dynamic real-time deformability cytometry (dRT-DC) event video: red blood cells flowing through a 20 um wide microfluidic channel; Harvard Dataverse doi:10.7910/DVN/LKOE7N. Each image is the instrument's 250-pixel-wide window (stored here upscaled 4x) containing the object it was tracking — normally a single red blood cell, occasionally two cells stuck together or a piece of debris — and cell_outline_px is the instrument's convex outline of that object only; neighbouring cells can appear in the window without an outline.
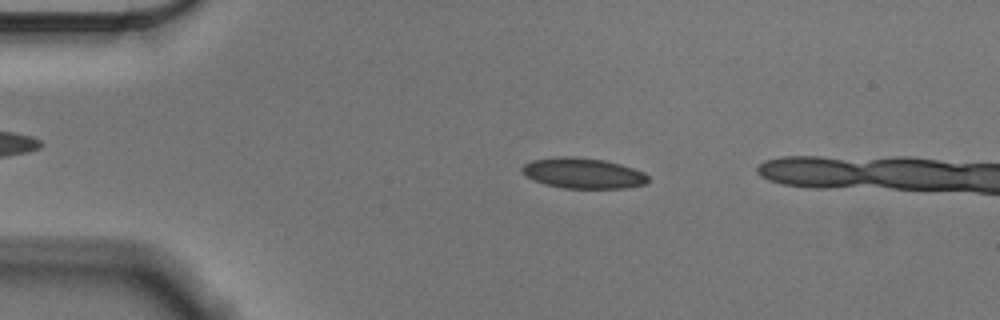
{"species": "Egyptian fruit bat (a non-hibernating species)", "species_latin": "Rousettus aegyptiacus", "temperature_condition": "cold", "stored_images_in_passage": 15, "camera_frame_rate_fps": 3000, "um_per_image_px": 0.085, "animal": {"sex": "male"}, "frame": {"image": 1, "passage_image": 11, "time_ms": 3.333, "image_size_px": [1000, 320], "cell_outline_px": [[648, 180], [644, 184], [628, 188], [564, 188], [544, 184], [532, 180], [520, 168], [524, 164], [532, 160], [556, 156], [572, 156], [604, 160], [620, 164], [644, 172], [648, 176]], "centroid_in_image_um": [49.55, 14.72], "position_along_channel_um": 35.5, "area_um2": 22.43}}